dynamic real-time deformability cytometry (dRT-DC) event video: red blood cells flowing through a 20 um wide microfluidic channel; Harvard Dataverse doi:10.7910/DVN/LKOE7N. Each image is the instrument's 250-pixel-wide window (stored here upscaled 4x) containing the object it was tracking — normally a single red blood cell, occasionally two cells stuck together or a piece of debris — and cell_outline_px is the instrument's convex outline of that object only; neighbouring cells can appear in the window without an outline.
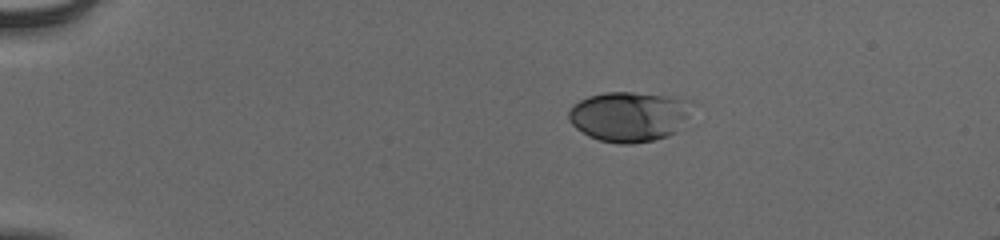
{"species": "human", "species_latin": "Homo sapiens", "temperature_condition": "cold", "stored_images_in_passage": 44, "camera_frame_rate_fps": 3000, "um_per_image_px": 0.085, "donor": {"sex": "male"}, "frame": {"image": 1, "passage_image": 1, "time_ms": 0.0, "image_size_px": [1000, 240], "cell_outline_px": [[688, 116], [676, 132], [668, 136], [652, 140], [632, 144], [616, 144], [600, 140], [588, 136], [576, 128], [568, 120], [568, 112], [572, 104], [588, 96], [604, 92], [632, 92], [672, 96], [688, 100]], "centroid_in_image_um": [53.41, 9.9], "position_along_channel_um": 31.6, "area_um2": 35.95}}
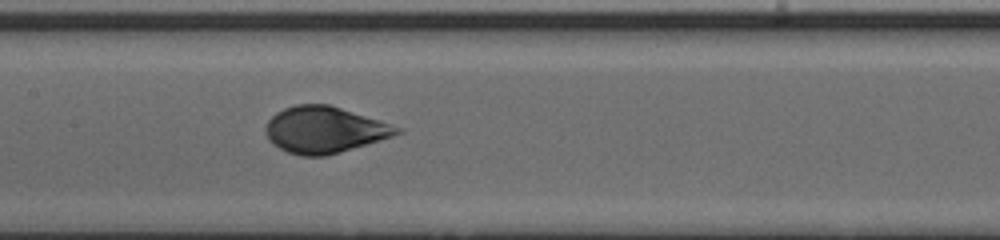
{"frame": {"image": 2, "passage_image": 19, "time_ms": 6.0, "image_size_px": [1000, 240], "cell_outline_px": [[404, 132], [380, 140], [328, 156], [300, 156], [288, 152], [272, 144], [268, 140], [264, 132], [264, 128], [268, 120], [276, 112], [284, 108], [296, 104], [328, 104], [404, 128]], "centroid_in_image_um": [27.55, 11.04], "position_along_channel_um": 179.8, "area_um2": 35.66}}
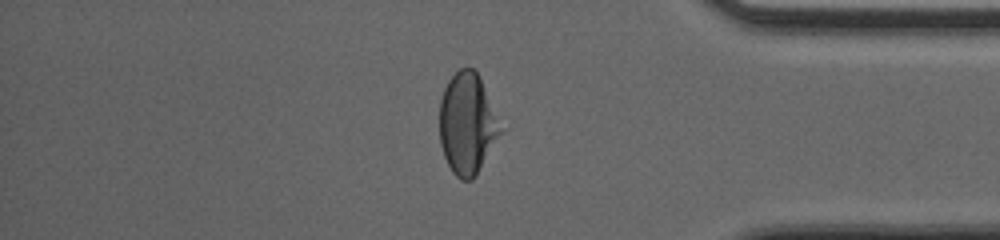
{"frame": {"image": 3, "passage_image": 37, "time_ms": 12.0, "image_size_px": [1000, 240], "cell_outline_px": [[508, 128], [476, 176], [472, 180], [460, 180], [452, 172], [444, 156], [440, 144], [440, 100], [444, 88], [448, 80], [460, 68], [472, 68], [480, 76]], "centroid_in_image_um": [39.83, 10.53], "position_along_channel_um": 395.4, "area_um2": 37.63}, "authors_computed_cell_mechanics": {"area_um2": 35.8938, "velocity_mm_per_s": 3.8619, "shape_relaxation_time_tau1_ms": 5.4258, "shape_relaxation_time_tau2_ms": null, "deformation_change_tau1": 0.1936, "deformation_change_tau2": null}}